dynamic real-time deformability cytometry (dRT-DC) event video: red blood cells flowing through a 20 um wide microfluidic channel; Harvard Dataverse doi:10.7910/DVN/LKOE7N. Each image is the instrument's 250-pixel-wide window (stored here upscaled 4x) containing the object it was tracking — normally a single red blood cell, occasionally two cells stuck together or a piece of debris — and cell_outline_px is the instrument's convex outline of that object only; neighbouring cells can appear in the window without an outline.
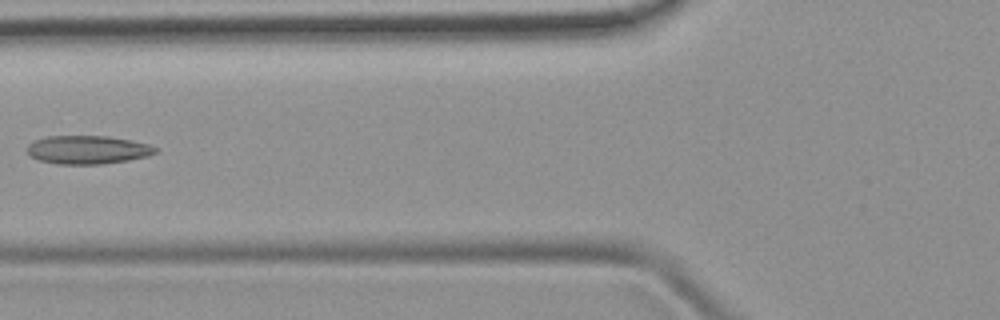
{"species": "common noctule bat (a hibernating species)", "species_latin": "Nyctalus noctula", "temperature_condition": "room temperature", "stored_images_in_passage": 4, "camera_frame_rate_fps": 3000, "um_per_image_px": 0.085, "animal": {"sex": "female", "body_mass_g": 19.9}, "frame": {"image": 1, "passage_image": 4, "time_ms": 4.333, "image_size_px": [1000, 320], "cell_outline_px": [[160, 148], [156, 152], [148, 156], [128, 160], [104, 164], [56, 164], [40, 160], [28, 156], [28, 144], [32, 140], [48, 136], [108, 136], [148, 144]], "centroid_in_image_um": [7.43, 12.73], "position_along_channel_um": 118.4, "area_um2": 21.33}}